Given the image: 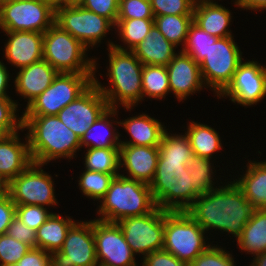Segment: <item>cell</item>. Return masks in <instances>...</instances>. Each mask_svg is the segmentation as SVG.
I'll return each mask as SVG.
<instances>
[{
	"mask_svg": "<svg viewBox=\"0 0 266 266\" xmlns=\"http://www.w3.org/2000/svg\"><path fill=\"white\" fill-rule=\"evenodd\" d=\"M254 210L234 180L233 183L198 196L186 212L204 231L219 229L238 238Z\"/></svg>",
	"mask_w": 266,
	"mask_h": 266,
	"instance_id": "cell-1",
	"label": "cell"
},
{
	"mask_svg": "<svg viewBox=\"0 0 266 266\" xmlns=\"http://www.w3.org/2000/svg\"><path fill=\"white\" fill-rule=\"evenodd\" d=\"M22 128L29 130V151L34 163L66 157L71 159L81 148L80 138L69 129L57 115L22 116Z\"/></svg>",
	"mask_w": 266,
	"mask_h": 266,
	"instance_id": "cell-2",
	"label": "cell"
},
{
	"mask_svg": "<svg viewBox=\"0 0 266 266\" xmlns=\"http://www.w3.org/2000/svg\"><path fill=\"white\" fill-rule=\"evenodd\" d=\"M109 81L111 88L102 87L98 80L93 82L107 100L111 108H117V101L126 109L142 100V70L141 61L128 49L121 45L109 43ZM116 104V105H115Z\"/></svg>",
	"mask_w": 266,
	"mask_h": 266,
	"instance_id": "cell-3",
	"label": "cell"
},
{
	"mask_svg": "<svg viewBox=\"0 0 266 266\" xmlns=\"http://www.w3.org/2000/svg\"><path fill=\"white\" fill-rule=\"evenodd\" d=\"M101 201L98 213L102 217L98 220L106 222L117 223L127 217L142 216L157 207L149 184L122 174L114 177Z\"/></svg>",
	"mask_w": 266,
	"mask_h": 266,
	"instance_id": "cell-4",
	"label": "cell"
},
{
	"mask_svg": "<svg viewBox=\"0 0 266 266\" xmlns=\"http://www.w3.org/2000/svg\"><path fill=\"white\" fill-rule=\"evenodd\" d=\"M189 162L158 158L154 178L149 184L157 207L167 211H186L199 196L193 190L192 179L186 171Z\"/></svg>",
	"mask_w": 266,
	"mask_h": 266,
	"instance_id": "cell-5",
	"label": "cell"
},
{
	"mask_svg": "<svg viewBox=\"0 0 266 266\" xmlns=\"http://www.w3.org/2000/svg\"><path fill=\"white\" fill-rule=\"evenodd\" d=\"M86 51L87 47L55 23L44 32L43 59L58 73H95L96 62L85 59Z\"/></svg>",
	"mask_w": 266,
	"mask_h": 266,
	"instance_id": "cell-6",
	"label": "cell"
},
{
	"mask_svg": "<svg viewBox=\"0 0 266 266\" xmlns=\"http://www.w3.org/2000/svg\"><path fill=\"white\" fill-rule=\"evenodd\" d=\"M205 231L186 211L165 210L163 249L190 264L210 245Z\"/></svg>",
	"mask_w": 266,
	"mask_h": 266,
	"instance_id": "cell-7",
	"label": "cell"
},
{
	"mask_svg": "<svg viewBox=\"0 0 266 266\" xmlns=\"http://www.w3.org/2000/svg\"><path fill=\"white\" fill-rule=\"evenodd\" d=\"M94 73H58L52 84L27 107L22 116L58 115L92 83Z\"/></svg>",
	"mask_w": 266,
	"mask_h": 266,
	"instance_id": "cell-8",
	"label": "cell"
},
{
	"mask_svg": "<svg viewBox=\"0 0 266 266\" xmlns=\"http://www.w3.org/2000/svg\"><path fill=\"white\" fill-rule=\"evenodd\" d=\"M55 23V10L44 0H0V29L44 33Z\"/></svg>",
	"mask_w": 266,
	"mask_h": 266,
	"instance_id": "cell-9",
	"label": "cell"
},
{
	"mask_svg": "<svg viewBox=\"0 0 266 266\" xmlns=\"http://www.w3.org/2000/svg\"><path fill=\"white\" fill-rule=\"evenodd\" d=\"M232 38H219L210 45L205 58L199 64L203 83L213 88L218 96L232 82L234 73L243 60L242 53Z\"/></svg>",
	"mask_w": 266,
	"mask_h": 266,
	"instance_id": "cell-10",
	"label": "cell"
},
{
	"mask_svg": "<svg viewBox=\"0 0 266 266\" xmlns=\"http://www.w3.org/2000/svg\"><path fill=\"white\" fill-rule=\"evenodd\" d=\"M133 253L148 254L163 249L165 210L156 207L142 216L127 217L117 222Z\"/></svg>",
	"mask_w": 266,
	"mask_h": 266,
	"instance_id": "cell-11",
	"label": "cell"
},
{
	"mask_svg": "<svg viewBox=\"0 0 266 266\" xmlns=\"http://www.w3.org/2000/svg\"><path fill=\"white\" fill-rule=\"evenodd\" d=\"M55 24L70 33L85 47L95 46L110 27L115 26L107 18L88 11L80 5L59 7L55 10Z\"/></svg>",
	"mask_w": 266,
	"mask_h": 266,
	"instance_id": "cell-12",
	"label": "cell"
},
{
	"mask_svg": "<svg viewBox=\"0 0 266 266\" xmlns=\"http://www.w3.org/2000/svg\"><path fill=\"white\" fill-rule=\"evenodd\" d=\"M41 166V164L32 162L9 182V196L15 205L57 204L52 178L40 168Z\"/></svg>",
	"mask_w": 266,
	"mask_h": 266,
	"instance_id": "cell-13",
	"label": "cell"
},
{
	"mask_svg": "<svg viewBox=\"0 0 266 266\" xmlns=\"http://www.w3.org/2000/svg\"><path fill=\"white\" fill-rule=\"evenodd\" d=\"M52 266H97L93 220L77 222L68 231L60 250L51 253Z\"/></svg>",
	"mask_w": 266,
	"mask_h": 266,
	"instance_id": "cell-14",
	"label": "cell"
},
{
	"mask_svg": "<svg viewBox=\"0 0 266 266\" xmlns=\"http://www.w3.org/2000/svg\"><path fill=\"white\" fill-rule=\"evenodd\" d=\"M93 234L98 266H136L135 254L118 223L94 219Z\"/></svg>",
	"mask_w": 266,
	"mask_h": 266,
	"instance_id": "cell-15",
	"label": "cell"
},
{
	"mask_svg": "<svg viewBox=\"0 0 266 266\" xmlns=\"http://www.w3.org/2000/svg\"><path fill=\"white\" fill-rule=\"evenodd\" d=\"M109 108L107 100L93 82L80 96L58 113V118L81 137L100 115Z\"/></svg>",
	"mask_w": 266,
	"mask_h": 266,
	"instance_id": "cell-16",
	"label": "cell"
},
{
	"mask_svg": "<svg viewBox=\"0 0 266 266\" xmlns=\"http://www.w3.org/2000/svg\"><path fill=\"white\" fill-rule=\"evenodd\" d=\"M222 95L244 106L256 104L266 96V68L256 61L241 62Z\"/></svg>",
	"mask_w": 266,
	"mask_h": 266,
	"instance_id": "cell-17",
	"label": "cell"
},
{
	"mask_svg": "<svg viewBox=\"0 0 266 266\" xmlns=\"http://www.w3.org/2000/svg\"><path fill=\"white\" fill-rule=\"evenodd\" d=\"M166 67L170 91H173L180 101L201 90L204 83L200 66L189 54L181 50Z\"/></svg>",
	"mask_w": 266,
	"mask_h": 266,
	"instance_id": "cell-18",
	"label": "cell"
},
{
	"mask_svg": "<svg viewBox=\"0 0 266 266\" xmlns=\"http://www.w3.org/2000/svg\"><path fill=\"white\" fill-rule=\"evenodd\" d=\"M9 40L5 45L6 59L20 69L43 59L44 33L4 31Z\"/></svg>",
	"mask_w": 266,
	"mask_h": 266,
	"instance_id": "cell-19",
	"label": "cell"
},
{
	"mask_svg": "<svg viewBox=\"0 0 266 266\" xmlns=\"http://www.w3.org/2000/svg\"><path fill=\"white\" fill-rule=\"evenodd\" d=\"M159 158L158 146L121 145L120 167L125 165L130 179L150 184L154 178Z\"/></svg>",
	"mask_w": 266,
	"mask_h": 266,
	"instance_id": "cell-20",
	"label": "cell"
},
{
	"mask_svg": "<svg viewBox=\"0 0 266 266\" xmlns=\"http://www.w3.org/2000/svg\"><path fill=\"white\" fill-rule=\"evenodd\" d=\"M28 138L26 144L21 143L18 132L0 135V176L8 182L16 178L31 163Z\"/></svg>",
	"mask_w": 266,
	"mask_h": 266,
	"instance_id": "cell-21",
	"label": "cell"
},
{
	"mask_svg": "<svg viewBox=\"0 0 266 266\" xmlns=\"http://www.w3.org/2000/svg\"><path fill=\"white\" fill-rule=\"evenodd\" d=\"M58 72L44 59L23 67L15 78L16 91L28 98L27 106L53 82Z\"/></svg>",
	"mask_w": 266,
	"mask_h": 266,
	"instance_id": "cell-22",
	"label": "cell"
},
{
	"mask_svg": "<svg viewBox=\"0 0 266 266\" xmlns=\"http://www.w3.org/2000/svg\"><path fill=\"white\" fill-rule=\"evenodd\" d=\"M231 13L225 7L212 1L196 0L193 9V22L208 34L225 38L232 36L227 30Z\"/></svg>",
	"mask_w": 266,
	"mask_h": 266,
	"instance_id": "cell-23",
	"label": "cell"
},
{
	"mask_svg": "<svg viewBox=\"0 0 266 266\" xmlns=\"http://www.w3.org/2000/svg\"><path fill=\"white\" fill-rule=\"evenodd\" d=\"M174 47L154 24L150 33L131 51L143 65L167 66L176 55Z\"/></svg>",
	"mask_w": 266,
	"mask_h": 266,
	"instance_id": "cell-24",
	"label": "cell"
},
{
	"mask_svg": "<svg viewBox=\"0 0 266 266\" xmlns=\"http://www.w3.org/2000/svg\"><path fill=\"white\" fill-rule=\"evenodd\" d=\"M117 123L124 126L132 137V141H120L121 145L159 146L166 131L158 120L146 114Z\"/></svg>",
	"mask_w": 266,
	"mask_h": 266,
	"instance_id": "cell-25",
	"label": "cell"
},
{
	"mask_svg": "<svg viewBox=\"0 0 266 266\" xmlns=\"http://www.w3.org/2000/svg\"><path fill=\"white\" fill-rule=\"evenodd\" d=\"M247 168L235 183L255 209H266V161L250 162Z\"/></svg>",
	"mask_w": 266,
	"mask_h": 266,
	"instance_id": "cell-26",
	"label": "cell"
},
{
	"mask_svg": "<svg viewBox=\"0 0 266 266\" xmlns=\"http://www.w3.org/2000/svg\"><path fill=\"white\" fill-rule=\"evenodd\" d=\"M75 223L69 217L65 219L56 213H52L36 231V248L49 253L60 250L69 229Z\"/></svg>",
	"mask_w": 266,
	"mask_h": 266,
	"instance_id": "cell-27",
	"label": "cell"
},
{
	"mask_svg": "<svg viewBox=\"0 0 266 266\" xmlns=\"http://www.w3.org/2000/svg\"><path fill=\"white\" fill-rule=\"evenodd\" d=\"M241 250L251 254L266 252V209H255L237 238Z\"/></svg>",
	"mask_w": 266,
	"mask_h": 266,
	"instance_id": "cell-28",
	"label": "cell"
},
{
	"mask_svg": "<svg viewBox=\"0 0 266 266\" xmlns=\"http://www.w3.org/2000/svg\"><path fill=\"white\" fill-rule=\"evenodd\" d=\"M116 110V108L109 107L91 126H89V129L80 139L81 147L83 145L87 148L89 146V148H119L121 146V143L119 142L120 135L118 132L116 134L115 130H113V132L111 131L112 129H110V127L112 128L113 126L111 125L112 122L110 123L109 120H107L109 118L108 116L116 115ZM98 128L104 130L107 128V132H102L103 130L101 131L100 129L99 131ZM97 130L104 134L96 132ZM95 133L97 135H95Z\"/></svg>",
	"mask_w": 266,
	"mask_h": 266,
	"instance_id": "cell-29",
	"label": "cell"
},
{
	"mask_svg": "<svg viewBox=\"0 0 266 266\" xmlns=\"http://www.w3.org/2000/svg\"><path fill=\"white\" fill-rule=\"evenodd\" d=\"M186 133L194 155L210 159L221 149L220 136L208 125L191 122Z\"/></svg>",
	"mask_w": 266,
	"mask_h": 266,
	"instance_id": "cell-30",
	"label": "cell"
},
{
	"mask_svg": "<svg viewBox=\"0 0 266 266\" xmlns=\"http://www.w3.org/2000/svg\"><path fill=\"white\" fill-rule=\"evenodd\" d=\"M193 22V15H163L154 16V24L165 38L176 47L181 42L184 45L190 24Z\"/></svg>",
	"mask_w": 266,
	"mask_h": 266,
	"instance_id": "cell-31",
	"label": "cell"
},
{
	"mask_svg": "<svg viewBox=\"0 0 266 266\" xmlns=\"http://www.w3.org/2000/svg\"><path fill=\"white\" fill-rule=\"evenodd\" d=\"M170 91L167 67L144 65L142 70V99L144 96L162 99Z\"/></svg>",
	"mask_w": 266,
	"mask_h": 266,
	"instance_id": "cell-32",
	"label": "cell"
},
{
	"mask_svg": "<svg viewBox=\"0 0 266 266\" xmlns=\"http://www.w3.org/2000/svg\"><path fill=\"white\" fill-rule=\"evenodd\" d=\"M86 170L119 175V148H88L85 155Z\"/></svg>",
	"mask_w": 266,
	"mask_h": 266,
	"instance_id": "cell-33",
	"label": "cell"
},
{
	"mask_svg": "<svg viewBox=\"0 0 266 266\" xmlns=\"http://www.w3.org/2000/svg\"><path fill=\"white\" fill-rule=\"evenodd\" d=\"M154 19H117L116 25L122 41L129 51L141 43L150 33Z\"/></svg>",
	"mask_w": 266,
	"mask_h": 266,
	"instance_id": "cell-34",
	"label": "cell"
},
{
	"mask_svg": "<svg viewBox=\"0 0 266 266\" xmlns=\"http://www.w3.org/2000/svg\"><path fill=\"white\" fill-rule=\"evenodd\" d=\"M211 168L210 159L198 155H193L186 166V171L192 179V188L199 196L214 189Z\"/></svg>",
	"mask_w": 266,
	"mask_h": 266,
	"instance_id": "cell-35",
	"label": "cell"
},
{
	"mask_svg": "<svg viewBox=\"0 0 266 266\" xmlns=\"http://www.w3.org/2000/svg\"><path fill=\"white\" fill-rule=\"evenodd\" d=\"M218 39V37L208 34L192 22L182 51L189 54L198 64H200L205 58L210 45L215 43Z\"/></svg>",
	"mask_w": 266,
	"mask_h": 266,
	"instance_id": "cell-36",
	"label": "cell"
},
{
	"mask_svg": "<svg viewBox=\"0 0 266 266\" xmlns=\"http://www.w3.org/2000/svg\"><path fill=\"white\" fill-rule=\"evenodd\" d=\"M159 147V158L175 160H191L193 150L186 135H169L167 131L162 135Z\"/></svg>",
	"mask_w": 266,
	"mask_h": 266,
	"instance_id": "cell-37",
	"label": "cell"
},
{
	"mask_svg": "<svg viewBox=\"0 0 266 266\" xmlns=\"http://www.w3.org/2000/svg\"><path fill=\"white\" fill-rule=\"evenodd\" d=\"M113 174H106L92 170H86L80 176L79 186L84 195L92 199L101 200L114 179Z\"/></svg>",
	"mask_w": 266,
	"mask_h": 266,
	"instance_id": "cell-38",
	"label": "cell"
},
{
	"mask_svg": "<svg viewBox=\"0 0 266 266\" xmlns=\"http://www.w3.org/2000/svg\"><path fill=\"white\" fill-rule=\"evenodd\" d=\"M31 249V247L20 242L7 233L0 235V266H8L18 261Z\"/></svg>",
	"mask_w": 266,
	"mask_h": 266,
	"instance_id": "cell-39",
	"label": "cell"
},
{
	"mask_svg": "<svg viewBox=\"0 0 266 266\" xmlns=\"http://www.w3.org/2000/svg\"><path fill=\"white\" fill-rule=\"evenodd\" d=\"M196 0H150L154 16L193 15Z\"/></svg>",
	"mask_w": 266,
	"mask_h": 266,
	"instance_id": "cell-40",
	"label": "cell"
},
{
	"mask_svg": "<svg viewBox=\"0 0 266 266\" xmlns=\"http://www.w3.org/2000/svg\"><path fill=\"white\" fill-rule=\"evenodd\" d=\"M18 105L10 98H0V135H10L22 128V117L17 119Z\"/></svg>",
	"mask_w": 266,
	"mask_h": 266,
	"instance_id": "cell-41",
	"label": "cell"
},
{
	"mask_svg": "<svg viewBox=\"0 0 266 266\" xmlns=\"http://www.w3.org/2000/svg\"><path fill=\"white\" fill-rule=\"evenodd\" d=\"M117 19H154L150 0H119Z\"/></svg>",
	"mask_w": 266,
	"mask_h": 266,
	"instance_id": "cell-42",
	"label": "cell"
},
{
	"mask_svg": "<svg viewBox=\"0 0 266 266\" xmlns=\"http://www.w3.org/2000/svg\"><path fill=\"white\" fill-rule=\"evenodd\" d=\"M52 213L39 205H16V217L30 229H37L50 217Z\"/></svg>",
	"mask_w": 266,
	"mask_h": 266,
	"instance_id": "cell-43",
	"label": "cell"
},
{
	"mask_svg": "<svg viewBox=\"0 0 266 266\" xmlns=\"http://www.w3.org/2000/svg\"><path fill=\"white\" fill-rule=\"evenodd\" d=\"M189 266H235L234 258L220 247L209 246Z\"/></svg>",
	"mask_w": 266,
	"mask_h": 266,
	"instance_id": "cell-44",
	"label": "cell"
},
{
	"mask_svg": "<svg viewBox=\"0 0 266 266\" xmlns=\"http://www.w3.org/2000/svg\"><path fill=\"white\" fill-rule=\"evenodd\" d=\"M80 6L107 18L116 25L119 13V0H83Z\"/></svg>",
	"mask_w": 266,
	"mask_h": 266,
	"instance_id": "cell-45",
	"label": "cell"
},
{
	"mask_svg": "<svg viewBox=\"0 0 266 266\" xmlns=\"http://www.w3.org/2000/svg\"><path fill=\"white\" fill-rule=\"evenodd\" d=\"M7 234L31 248H36V231L27 227L16 216L11 221Z\"/></svg>",
	"mask_w": 266,
	"mask_h": 266,
	"instance_id": "cell-46",
	"label": "cell"
},
{
	"mask_svg": "<svg viewBox=\"0 0 266 266\" xmlns=\"http://www.w3.org/2000/svg\"><path fill=\"white\" fill-rule=\"evenodd\" d=\"M143 259L142 266H189L187 262L179 260L164 249L156 250Z\"/></svg>",
	"mask_w": 266,
	"mask_h": 266,
	"instance_id": "cell-47",
	"label": "cell"
},
{
	"mask_svg": "<svg viewBox=\"0 0 266 266\" xmlns=\"http://www.w3.org/2000/svg\"><path fill=\"white\" fill-rule=\"evenodd\" d=\"M18 263L22 266H52L51 253L43 249L31 248Z\"/></svg>",
	"mask_w": 266,
	"mask_h": 266,
	"instance_id": "cell-48",
	"label": "cell"
},
{
	"mask_svg": "<svg viewBox=\"0 0 266 266\" xmlns=\"http://www.w3.org/2000/svg\"><path fill=\"white\" fill-rule=\"evenodd\" d=\"M16 215V205L8 195L0 200V235L6 234L8 227Z\"/></svg>",
	"mask_w": 266,
	"mask_h": 266,
	"instance_id": "cell-49",
	"label": "cell"
},
{
	"mask_svg": "<svg viewBox=\"0 0 266 266\" xmlns=\"http://www.w3.org/2000/svg\"><path fill=\"white\" fill-rule=\"evenodd\" d=\"M235 5L243 9L260 10L266 9V0H237L235 1Z\"/></svg>",
	"mask_w": 266,
	"mask_h": 266,
	"instance_id": "cell-50",
	"label": "cell"
},
{
	"mask_svg": "<svg viewBox=\"0 0 266 266\" xmlns=\"http://www.w3.org/2000/svg\"><path fill=\"white\" fill-rule=\"evenodd\" d=\"M0 61V98H10L7 93L6 89L9 82V73L6 70V66L3 65Z\"/></svg>",
	"mask_w": 266,
	"mask_h": 266,
	"instance_id": "cell-51",
	"label": "cell"
},
{
	"mask_svg": "<svg viewBox=\"0 0 266 266\" xmlns=\"http://www.w3.org/2000/svg\"><path fill=\"white\" fill-rule=\"evenodd\" d=\"M9 195V182L0 176V200L5 199Z\"/></svg>",
	"mask_w": 266,
	"mask_h": 266,
	"instance_id": "cell-52",
	"label": "cell"
},
{
	"mask_svg": "<svg viewBox=\"0 0 266 266\" xmlns=\"http://www.w3.org/2000/svg\"><path fill=\"white\" fill-rule=\"evenodd\" d=\"M255 258L251 266H266V252L255 254Z\"/></svg>",
	"mask_w": 266,
	"mask_h": 266,
	"instance_id": "cell-53",
	"label": "cell"
},
{
	"mask_svg": "<svg viewBox=\"0 0 266 266\" xmlns=\"http://www.w3.org/2000/svg\"><path fill=\"white\" fill-rule=\"evenodd\" d=\"M49 4L54 10L59 7L67 6V0H44Z\"/></svg>",
	"mask_w": 266,
	"mask_h": 266,
	"instance_id": "cell-54",
	"label": "cell"
},
{
	"mask_svg": "<svg viewBox=\"0 0 266 266\" xmlns=\"http://www.w3.org/2000/svg\"><path fill=\"white\" fill-rule=\"evenodd\" d=\"M83 0H67V6L69 5H80Z\"/></svg>",
	"mask_w": 266,
	"mask_h": 266,
	"instance_id": "cell-55",
	"label": "cell"
},
{
	"mask_svg": "<svg viewBox=\"0 0 266 266\" xmlns=\"http://www.w3.org/2000/svg\"><path fill=\"white\" fill-rule=\"evenodd\" d=\"M8 266H22V265H20L19 263H15V264H11V265H8Z\"/></svg>",
	"mask_w": 266,
	"mask_h": 266,
	"instance_id": "cell-56",
	"label": "cell"
}]
</instances>
